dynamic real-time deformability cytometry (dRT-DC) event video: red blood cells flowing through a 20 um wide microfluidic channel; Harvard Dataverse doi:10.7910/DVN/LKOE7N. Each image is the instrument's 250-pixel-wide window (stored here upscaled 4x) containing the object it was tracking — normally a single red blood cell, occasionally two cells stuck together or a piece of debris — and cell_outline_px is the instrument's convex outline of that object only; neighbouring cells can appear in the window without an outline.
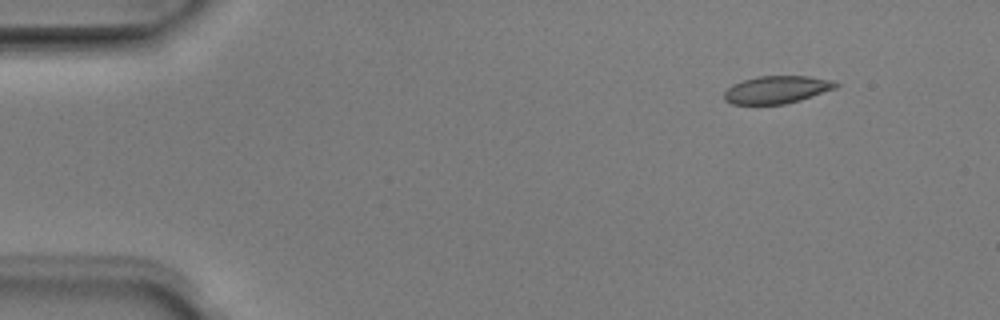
{"species": "Egyptian fruit bat (a non-hibernating species)", "species_latin": "Rousettus aegyptiacus", "temperature_condition": "room temperature", "stored_images_in_passage": 6, "camera_frame_rate_fps": 3000, "um_per_image_px": 0.085, "animal": {"sex": "male"}, "frame": {"image": 1, "passage_image": 2, "time_ms": 0.333, "image_size_px": [1000, 320], "cell_outline_px": [[840, 84], [836, 88], [800, 100], [784, 104], [732, 104], [724, 100], [724, 92], [732, 84], [744, 80], [760, 76], [808, 76], [832, 80]], "centroid_in_image_um": [66.02, 7.62], "position_along_channel_um": 19.0, "area_um2": 17.86}}
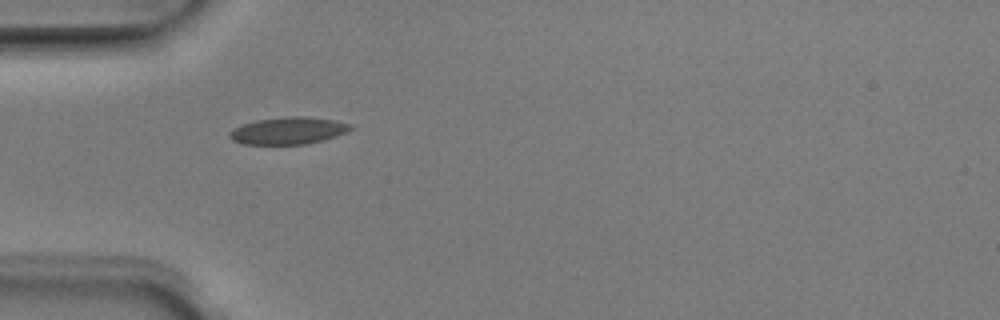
{"frame": {"image": 2, "passage_image": 5, "time_ms": 1.333, "image_size_px": [1000, 320], "cell_outline_px": [[352, 128], [348, 132], [336, 136], [304, 144], [244, 144], [232, 140], [228, 136], [228, 132], [232, 128], [256, 120], [288, 116], [308, 116], [332, 120], [352, 124]], "centroid_in_image_um": [24.48, 11.1], "position_along_channel_um": 60.5, "area_um2": 19.07}}
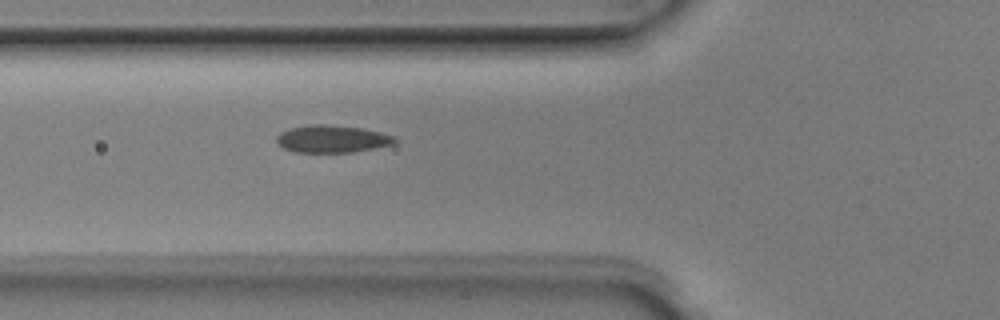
{"frame": {"image": 3, "passage_image": 6, "time_ms": 1.667, "image_size_px": [1000, 320], "cell_outline_px": [[396, 140], [392, 144], [352, 152], [296, 152], [284, 148], [276, 140], [276, 136], [280, 132], [288, 128], [312, 124], [324, 124], [364, 128], [396, 136]], "centroid_in_image_um": [28.21, 11.79], "position_along_channel_um": 97.6, "area_um2": 18.79}}